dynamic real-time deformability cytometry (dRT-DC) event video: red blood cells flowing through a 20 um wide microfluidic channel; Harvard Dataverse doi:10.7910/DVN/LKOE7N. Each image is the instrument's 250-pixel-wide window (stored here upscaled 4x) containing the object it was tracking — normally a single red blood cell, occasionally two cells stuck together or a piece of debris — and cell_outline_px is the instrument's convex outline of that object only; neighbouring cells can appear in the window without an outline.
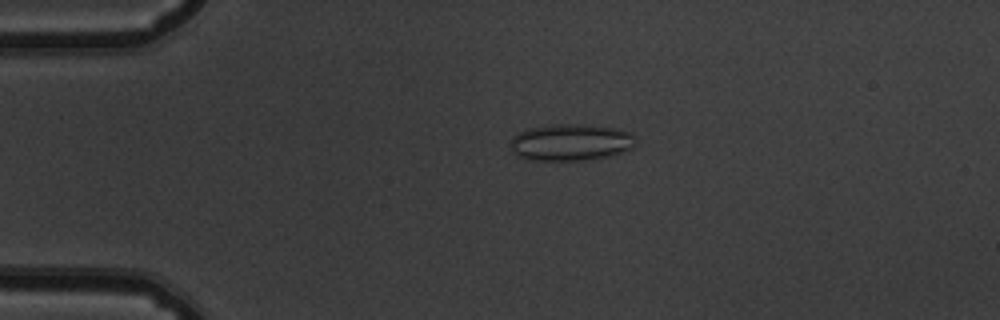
{"species": "common noctule bat (a hibernating species)", "species_latin": "Nyctalus noctula", "temperature_condition": "warm", "stored_images_in_passage": 53, "camera_frame_rate_fps": 3000, "um_per_image_px": 0.085, "animal": {"sex": "male", "body_mass_g": 19.5, "forearm_length_mm": 54.6}, "frame": {"image": 1, "passage_image": 12, "time_ms": 3.667, "image_size_px": [1000, 320], "cell_outline_px": [[636, 144], [632, 148], [608, 156], [584, 160], [528, 160], [516, 156], [512, 152], [512, 136], [520, 132], [532, 128], [556, 124], [588, 124], [616, 128], [632, 132], [636, 136]], "centroid_in_image_um": [48.55, 12.09], "position_along_channel_um": 36.4, "area_um2": 26.93}}
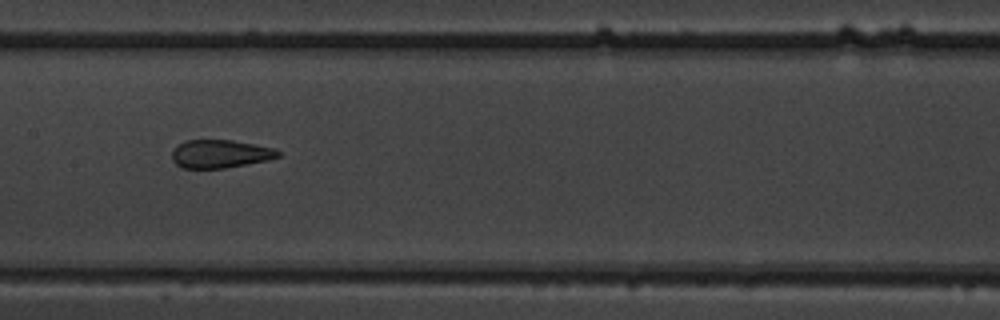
{"frame": {"image": 2, "passage_image": 27, "time_ms": 8.667, "image_size_px": [1000, 320], "cell_outline_px": [[280, 156], [268, 160], [248, 164], [224, 168], [184, 168], [176, 164], [172, 160], [172, 152], [184, 140], [232, 140], [256, 144], [276, 148], [280, 152]], "centroid_in_image_um": [18.76, 13.07], "position_along_channel_um": 188.6, "area_um2": 17.46}}
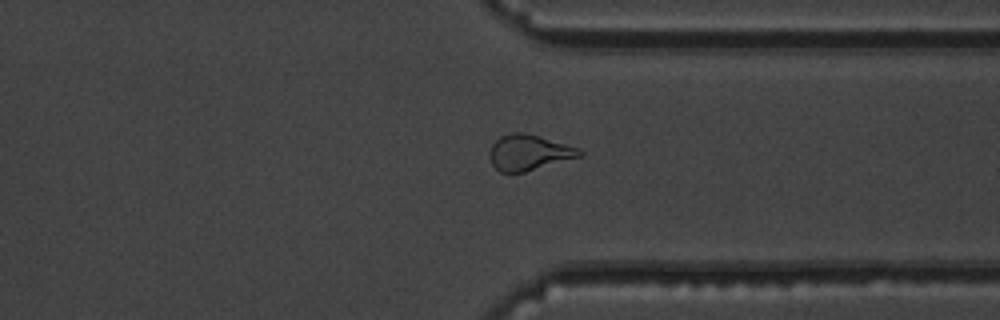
{"frame": {"image": 3, "passage_image": 41, "time_ms": 13.333, "image_size_px": [1000, 320], "cell_outline_px": [[584, 152], [580, 156], [524, 172], [500, 172], [492, 164], [488, 152], [492, 144], [500, 136], [512, 132], [524, 132], [540, 136], [580, 148]], "centroid_in_image_um": [44.94, 12.94], "position_along_channel_um": 366.5, "area_um2": 18.61}, "authors_computed_cell_mechanics": {"area_um2": 19.9988, "velocity_mm_per_s": 3.8167, "shape_relaxation_time_tau1_ms": null, "shape_relaxation_time_tau2_ms": 1.0281, "deformation_change_tau1": null, "deformation_change_tau2": 0.0994}}